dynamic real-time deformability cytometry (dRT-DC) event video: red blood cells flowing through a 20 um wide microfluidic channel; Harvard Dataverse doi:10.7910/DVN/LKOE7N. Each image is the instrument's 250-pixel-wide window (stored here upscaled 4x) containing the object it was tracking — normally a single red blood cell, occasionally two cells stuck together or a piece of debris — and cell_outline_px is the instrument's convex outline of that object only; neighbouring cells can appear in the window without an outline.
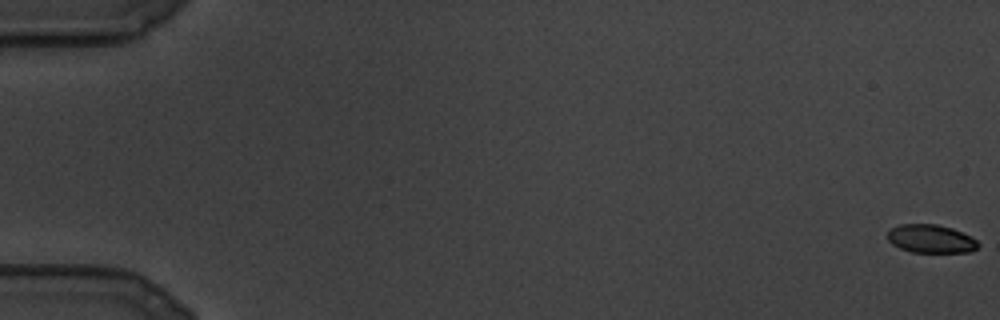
{"species": "common noctule bat (a hibernating species)", "species_latin": "Nyctalus noctula", "temperature_condition": "cold", "stored_images_in_passage": 106, "camera_frame_rate_fps": 3000, "um_per_image_px": 0.085, "animal": {"sex": "male", "body_mass_g": 19.5, "forearm_length_mm": 54.6}, "frame": {"image": 1, "passage_image": 1, "time_ms": 0.0, "image_size_px": [1000, 320], "cell_outline_px": [[980, 244], [972, 252], [912, 252], [900, 248], [892, 244], [888, 240], [888, 232], [892, 228], [900, 224], [936, 224], [952, 228], [976, 240]], "centroid_in_image_um": [79.11, 20.3], "position_along_channel_um": 5.9, "area_um2": 14.8}}
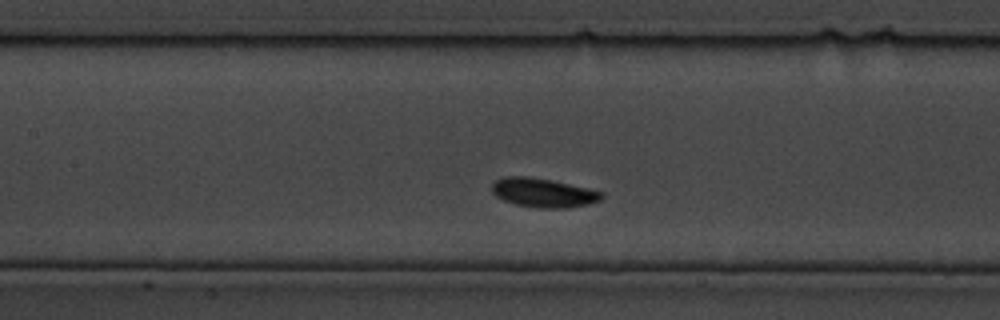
{"frame": {"image": 2, "passage_image": 45, "time_ms": 14.667, "image_size_px": [1000, 320], "cell_outline_px": [[604, 196], [600, 200], [588, 204], [564, 208], [540, 208], [516, 204], [504, 200], [496, 196], [492, 192], [492, 184], [496, 180], [504, 176], [528, 176], [552, 180], [588, 188], [600, 192]], "centroid_in_image_um": [46.15, 16.37], "position_along_channel_um": 161.2, "area_um2": 18.44}}
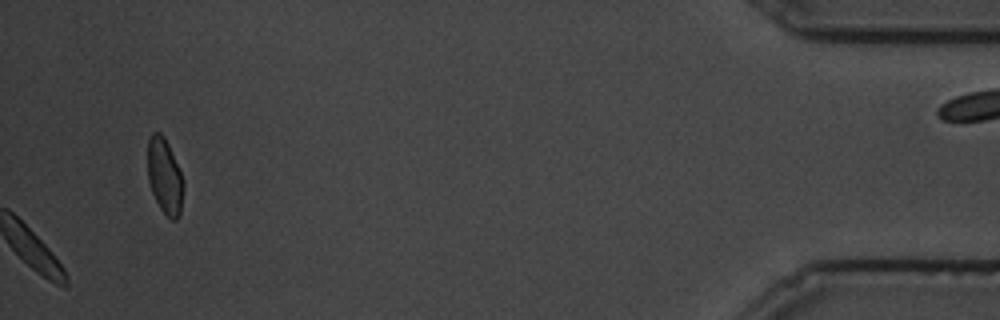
{"frame": {"image": 3, "passage_image": 106, "time_ms": 35.0, "image_size_px": [1000, 320], "cell_outline_px": [[184, 188], [180, 216], [176, 220], [172, 220], [160, 208], [152, 192], [148, 180], [148, 140], [152, 132], [160, 132], [164, 136], [168, 144], [180, 172], [184, 184]], "centroid_in_image_um": [14.0, 14.99], "position_along_channel_um": 421.2, "area_um2": 15.66}}